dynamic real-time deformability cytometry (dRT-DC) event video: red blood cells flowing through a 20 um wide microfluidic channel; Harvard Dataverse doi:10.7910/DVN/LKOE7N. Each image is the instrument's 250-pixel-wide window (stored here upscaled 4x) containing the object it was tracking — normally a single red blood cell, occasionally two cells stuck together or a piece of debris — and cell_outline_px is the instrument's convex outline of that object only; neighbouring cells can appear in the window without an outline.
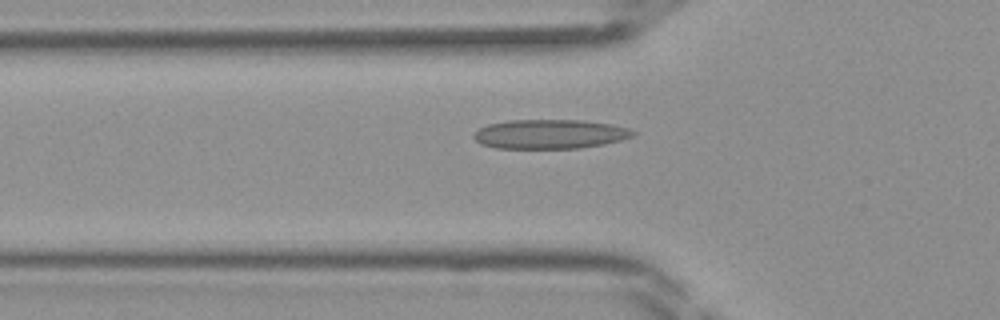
{"species": "Egyptian fruit bat (a non-hibernating species)", "species_latin": "Rousettus aegyptiacus", "temperature_condition": "room temperature", "stored_images_in_passage": 44, "camera_frame_rate_fps": 3000, "um_per_image_px": 0.085, "frame": {"image": 1, "passage_image": 15, "time_ms": 4.667, "image_size_px": [1000, 320], "cell_outline_px": [[636, 136], [604, 144], [580, 148], [496, 148], [480, 144], [472, 136], [480, 128], [488, 124], [508, 120], [584, 120], [608, 124], [628, 128], [636, 132]], "centroid_in_image_um": [46.74, 11.4], "position_along_channel_um": 79.1, "area_um2": 27.17}}
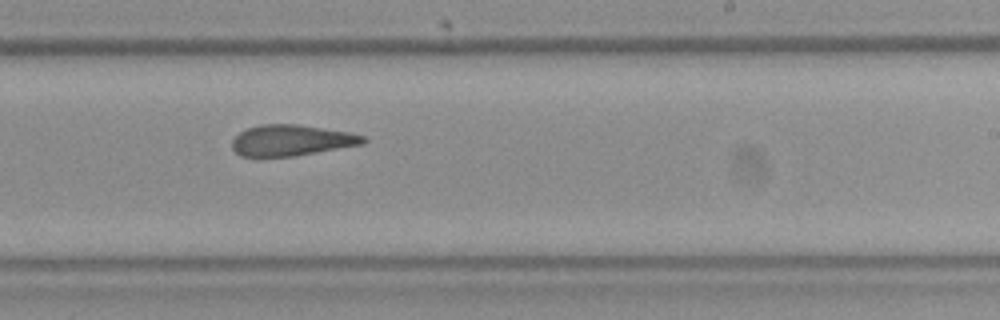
{"frame": {"image": 2, "passage_image": 27, "time_ms": 8.667, "image_size_px": [1000, 320], "cell_outline_px": [[368, 140], [364, 144], [296, 156], [240, 156], [232, 148], [232, 140], [240, 132], [248, 128], [260, 124], [296, 124], [352, 132], [364, 136]], "centroid_in_image_um": [24.81, 11.92], "position_along_channel_um": 264.2, "area_um2": 23.76}}
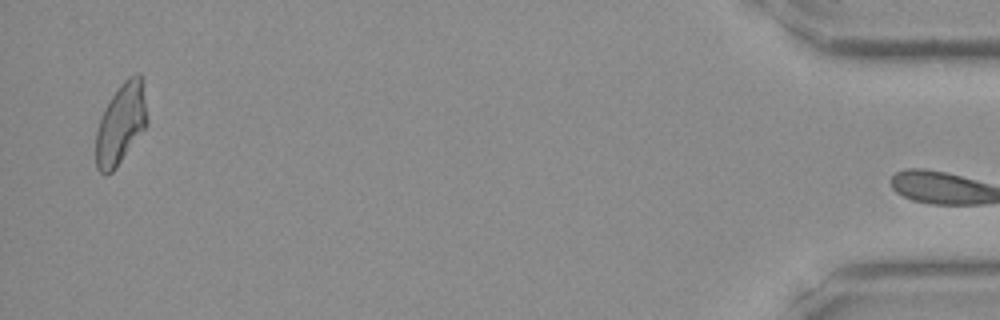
{"frame": {"image": 3, "passage_image": 43, "time_ms": 14.0, "image_size_px": [1000, 320], "cell_outline_px": [[148, 124], [116, 168], [112, 172], [104, 176], [96, 168], [96, 128], [104, 108], [120, 84], [128, 76], [136, 72], [140, 72], [148, 120]], "centroid_in_image_um": [10.26, 10.53], "position_along_channel_um": 424.9, "area_um2": 24.22}}